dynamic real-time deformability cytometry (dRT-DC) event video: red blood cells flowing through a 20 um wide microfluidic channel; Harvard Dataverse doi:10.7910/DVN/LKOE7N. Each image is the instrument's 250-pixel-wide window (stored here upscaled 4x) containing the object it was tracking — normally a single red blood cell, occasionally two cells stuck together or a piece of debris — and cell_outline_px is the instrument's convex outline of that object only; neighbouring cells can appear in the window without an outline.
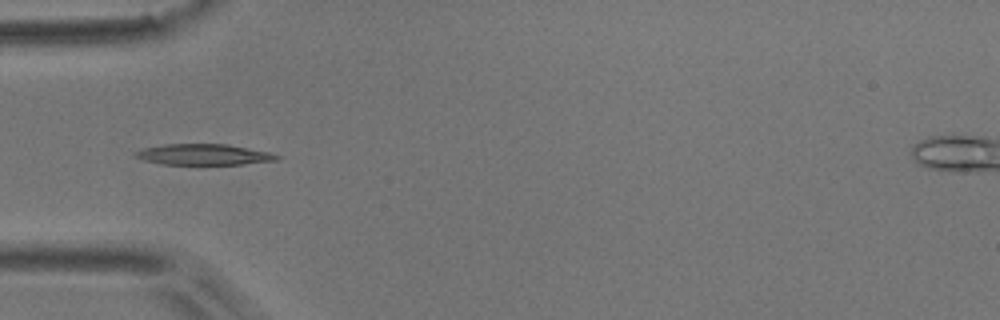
{"species": "common noctule bat (a hibernating species)", "species_latin": "Nyctalus noctula", "temperature_condition": "room temperature", "stored_images_in_passage": 5, "camera_frame_rate_fps": 3000, "um_per_image_px": 0.085, "animal": {"sex": "male", "body_mass_g": 17.9}, "frame": {"image": 1, "passage_image": 5, "time_ms": 1.333, "image_size_px": [1000, 320], "cell_outline_px": [[280, 160], [240, 164], [160, 164], [144, 160], [132, 156], [132, 152], [144, 148], [164, 144], [228, 144], [268, 152], [280, 156]], "centroid_in_image_um": [17.26, 13.13], "position_along_channel_um": 67.7, "area_um2": 17.22}}